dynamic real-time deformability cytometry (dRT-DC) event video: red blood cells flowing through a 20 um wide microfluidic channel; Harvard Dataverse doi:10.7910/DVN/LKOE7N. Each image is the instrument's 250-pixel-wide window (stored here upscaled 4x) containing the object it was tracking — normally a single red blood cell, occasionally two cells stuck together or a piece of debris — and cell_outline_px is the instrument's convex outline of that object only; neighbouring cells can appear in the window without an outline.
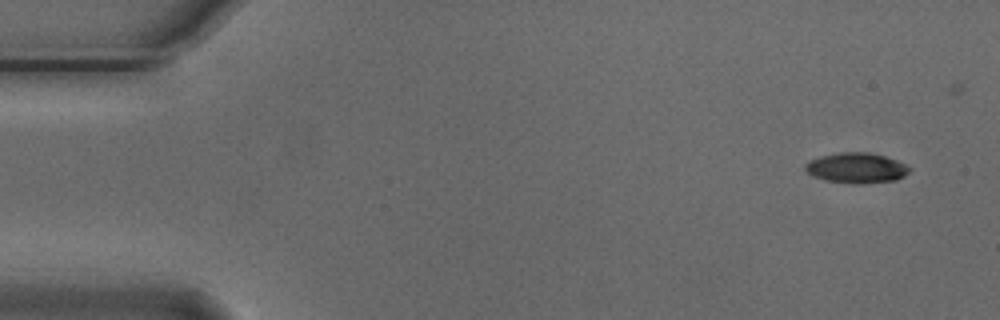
{"species": "Egyptian fruit bat (a non-hibernating species)", "species_latin": "Rousettus aegyptiacus", "temperature_condition": "cold", "stored_images_in_passage": 5, "segment_of_instrument_passage": [2, 2], "camera_frame_rate_fps": 3000, "um_per_image_px": 0.085, "animal": {"sex": "male"}, "frame": {"image": 1, "passage_image": 5, "time_ms": 1.333, "image_size_px": [1000, 320], "cell_outline_px": [[912, 168], [904, 176], [896, 180], [856, 184], [828, 180], [816, 176], [808, 172], [804, 168], [804, 164], [808, 160], [820, 156], [840, 152], [868, 152], [884, 156], [896, 160]], "centroid_in_image_um": [72.8, 14.26], "position_along_channel_um": 12.2, "area_um2": 18.21}}